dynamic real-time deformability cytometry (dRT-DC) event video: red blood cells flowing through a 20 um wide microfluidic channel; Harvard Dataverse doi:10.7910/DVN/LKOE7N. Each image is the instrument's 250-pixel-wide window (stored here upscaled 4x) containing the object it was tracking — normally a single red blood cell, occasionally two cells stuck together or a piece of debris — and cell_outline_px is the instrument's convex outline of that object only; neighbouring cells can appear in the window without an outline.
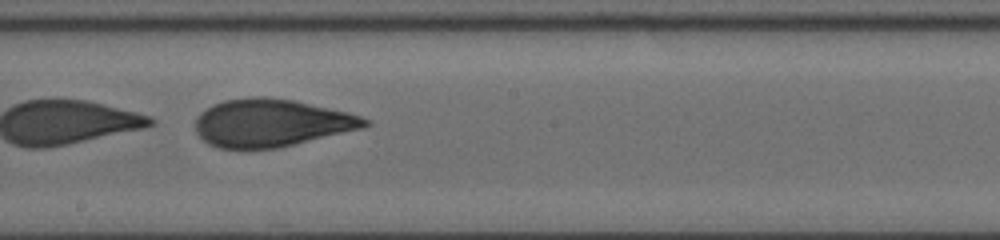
{"species": "human", "species_latin": "Homo sapiens", "temperature_condition": "cold", "stored_images_in_passage": 33, "camera_frame_rate_fps": 3000, "um_per_image_px": 0.085, "donor": {"sex": "female"}, "frame": {"image": 1, "passage_image": 29, "time_ms": 9.333, "image_size_px": [1000, 240], "cell_outline_px": [[372, 124], [360, 128], [280, 148], [220, 148], [208, 144], [196, 132], [196, 116], [200, 112], [212, 104], [224, 100], [252, 96], [264, 96], [296, 100], [348, 112], [372, 120]], "centroid_in_image_um": [23.05, 10.43], "position_along_channel_um": 225.1, "area_um2": 47.22}}